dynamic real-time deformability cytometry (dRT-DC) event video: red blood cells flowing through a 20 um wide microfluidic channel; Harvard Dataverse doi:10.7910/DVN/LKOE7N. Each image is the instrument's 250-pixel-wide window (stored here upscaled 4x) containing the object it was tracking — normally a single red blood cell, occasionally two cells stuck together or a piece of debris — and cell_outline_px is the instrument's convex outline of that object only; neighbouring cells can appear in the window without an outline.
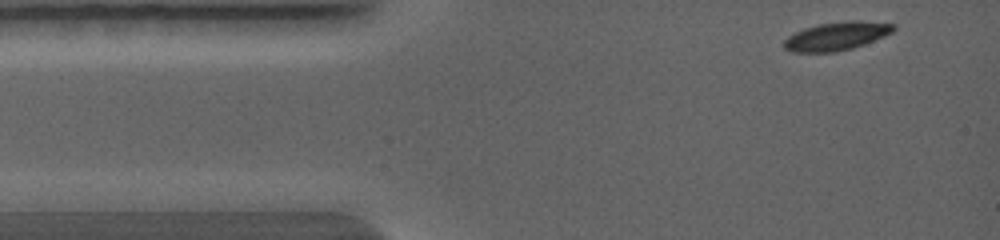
{"species": "common noctule bat (a hibernating species)", "species_latin": "Nyctalus noctula", "temperature_condition": "warm", "stored_images_in_passage": 48, "camera_frame_rate_fps": 5000, "um_per_image_px": 0.085, "animal": {"sex": "female", "body_mass_g": 19.0, "forearm_length_mm": 56.7}, "frame": {"image": 1, "passage_image": 1, "time_ms": 0.0, "image_size_px": [1000, 240], "cell_outline_px": [[896, 28], [892, 32], [884, 36], [864, 44], [852, 48], [836, 52], [792, 52], [784, 48], [784, 40], [788, 36], [804, 28], [820, 24], [852, 20], [860, 20], [896, 24]], "centroid_in_image_um": [71.12, 3.07], "position_along_channel_um": 13.9, "area_um2": 18.03}}
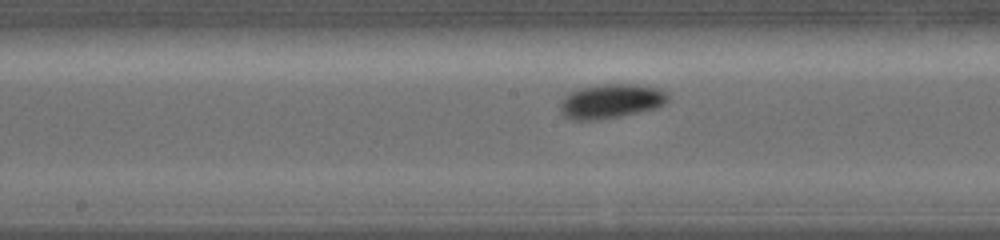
{"frame": {"image": 2, "passage_image": 20, "time_ms": 4.4, "image_size_px": [1000, 240], "cell_outline_px": [[668, 100], [664, 104], [656, 108], [640, 112], [600, 120], [568, 120], [560, 112], [560, 104], [564, 96], [568, 92], [580, 88], [600, 84], [636, 84], [660, 88], [668, 92]], "centroid_in_image_um": [51.92, 8.6], "position_along_channel_um": 196.3, "area_um2": 21.96}}
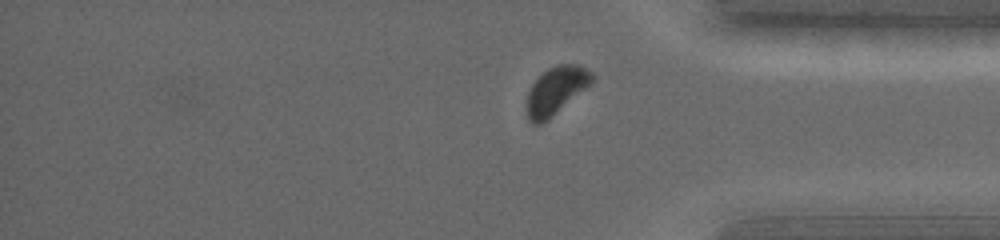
{"frame": {"image": 3, "passage_image": 41, "time_ms": 8.0, "image_size_px": [1000, 240], "cell_outline_px": [[596, 76], [584, 88], [548, 120], [540, 124], [532, 124], [528, 120], [528, 92], [532, 84], [548, 68], [556, 64], [576, 64], [592, 72]], "centroid_in_image_um": [47.24, 7.69], "position_along_channel_um": 388.0, "area_um2": 17.51}}